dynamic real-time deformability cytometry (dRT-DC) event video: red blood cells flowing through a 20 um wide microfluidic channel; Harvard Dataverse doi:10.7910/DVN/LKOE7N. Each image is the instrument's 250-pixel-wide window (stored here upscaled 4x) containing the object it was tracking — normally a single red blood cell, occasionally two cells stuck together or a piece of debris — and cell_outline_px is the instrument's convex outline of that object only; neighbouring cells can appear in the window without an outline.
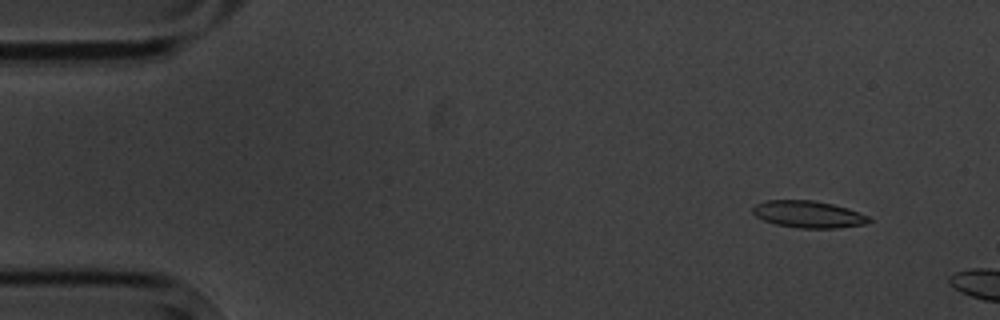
{"species": "common noctule bat (a hibernating species)", "species_latin": "Nyctalus noctula", "temperature_condition": "cold", "stored_images_in_passage": 3, "camera_frame_rate_fps": 3000, "um_per_image_px": 0.085, "animal": {"sex": "male", "body_mass_g": 20.1, "forearm_length_mm": 53.5}, "frame": {"image": 1, "passage_image": 1, "time_ms": 0.0, "image_size_px": [1000, 320], "cell_outline_px": [[872, 220], [864, 224], [840, 228], [800, 228], [776, 224], [764, 220], [756, 216], [752, 212], [752, 208], [756, 204], [768, 200], [812, 200], [832, 204], [848, 208], [868, 216]], "centroid_in_image_um": [68.71, 18.21], "position_along_channel_um": 16.3, "area_um2": 18.15}}